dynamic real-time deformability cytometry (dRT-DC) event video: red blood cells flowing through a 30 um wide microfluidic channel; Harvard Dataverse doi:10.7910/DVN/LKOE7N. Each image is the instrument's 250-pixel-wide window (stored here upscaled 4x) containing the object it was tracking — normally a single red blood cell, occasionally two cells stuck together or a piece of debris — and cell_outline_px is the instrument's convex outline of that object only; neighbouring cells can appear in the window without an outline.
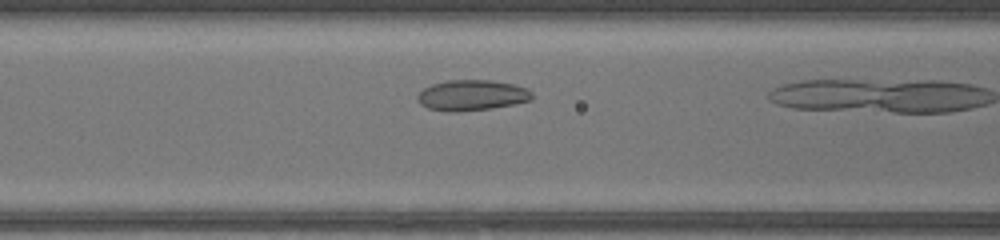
{"species": "common noctule bat (a hibernating species)", "species_latin": "Nyctalus noctula", "temperature_condition": "warm", "stored_images_in_passage": 8, "camera_frame_rate_fps": 3000, "um_per_image_px": 0.085, "animal": {"sex": "female", "body_mass_g": 17.0, "forearm_length_mm": 48.0}, "frame": {"image": 1, "passage_image": 7, "time_ms": 2.0, "image_size_px": [1000, 240], "cell_outline_px": [[532, 100], [492, 108], [456, 112], [448, 112], [428, 108], [420, 104], [416, 96], [424, 88], [432, 84], [448, 80], [492, 80], [512, 84], [528, 88], [532, 92]], "centroid_in_image_um": [40.1, 8.09], "position_along_channel_um": 126.5, "area_um2": 20.46}}